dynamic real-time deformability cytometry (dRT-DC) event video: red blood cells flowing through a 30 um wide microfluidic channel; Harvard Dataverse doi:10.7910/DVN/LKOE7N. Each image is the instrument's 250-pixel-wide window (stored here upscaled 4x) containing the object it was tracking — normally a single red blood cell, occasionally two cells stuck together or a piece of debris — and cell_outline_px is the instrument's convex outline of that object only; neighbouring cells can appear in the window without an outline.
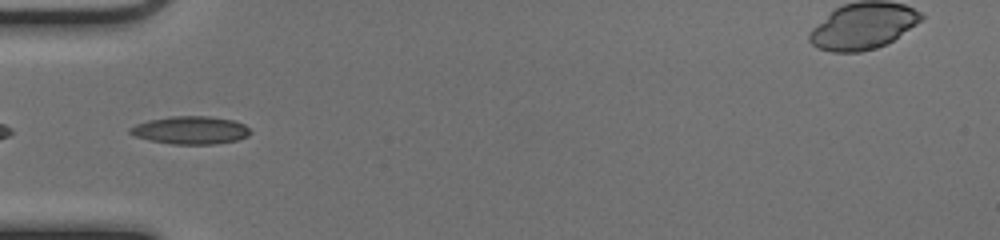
{"species": "common noctule bat (a hibernating species)", "species_latin": "Nyctalus noctula", "temperature_condition": "cold", "stored_images_in_passage": 34, "camera_frame_rate_fps": 3000, "um_per_image_px": 0.085, "animal": {"sex": "female", "body_mass_g": 17.0, "forearm_length_mm": 48.0}, "frame": {"image": 1, "passage_image": 1, "time_ms": 0.0, "image_size_px": [1000, 240], "cell_outline_px": [[252, 132], [248, 136], [236, 140], [216, 144], [172, 144], [148, 140], [136, 136], [128, 132], [128, 128], [136, 124], [148, 120], [172, 116], [208, 116], [232, 120], [244, 124]], "centroid_in_image_um": [16.18, 11.07], "position_along_channel_um": 68.8, "area_um2": 19.54}}
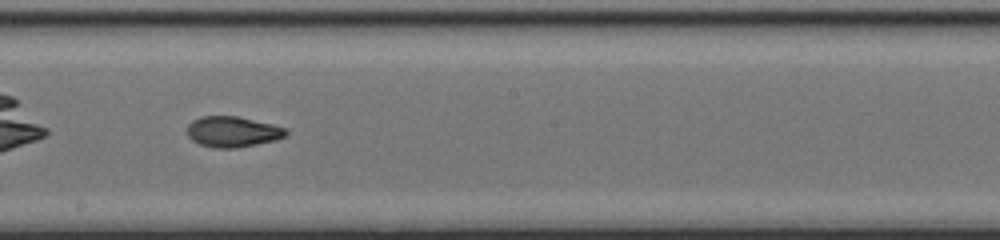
{"frame": {"image": 2, "passage_image": 13, "time_ms": 4.0, "image_size_px": [1000, 240], "cell_outline_px": [[288, 132], [284, 136], [276, 140], [236, 148], [216, 148], [200, 144], [192, 140], [188, 136], [188, 124], [192, 120], [200, 116], [236, 116], [272, 124], [288, 128]], "centroid_in_image_um": [19.77, 11.19], "position_along_channel_um": 228.4, "area_um2": 17.63}}
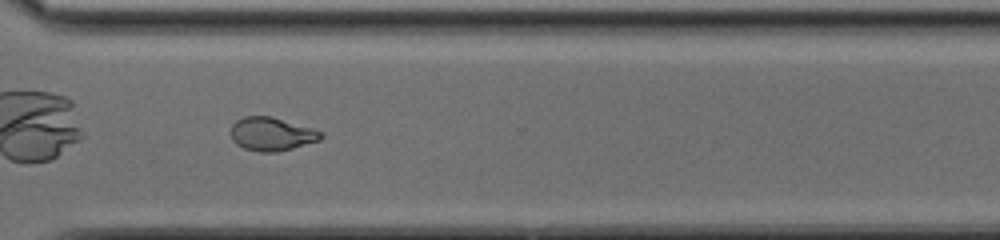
{"frame": {"image": 3, "passage_image": 22, "time_ms": 7.0, "image_size_px": [1000, 240], "cell_outline_px": [[324, 136], [320, 140], [292, 148], [276, 152], [260, 152], [244, 148], [236, 144], [232, 140], [232, 124], [236, 120], [244, 116], [272, 116], [312, 128], [324, 132]], "centroid_in_image_um": [23.1, 11.38], "position_along_channel_um": 347.5, "area_um2": 17.57}, "authors_computed_cell_mechanics": {"area_um2": 17.8891, "velocity_mm_per_s": 3.9794, "shape_relaxation_time_tau1_ms": null, "shape_relaxation_time_tau2_ms": 1.9906, "deformation_change_tau1": null, "deformation_change_tau2": 0.0775}}